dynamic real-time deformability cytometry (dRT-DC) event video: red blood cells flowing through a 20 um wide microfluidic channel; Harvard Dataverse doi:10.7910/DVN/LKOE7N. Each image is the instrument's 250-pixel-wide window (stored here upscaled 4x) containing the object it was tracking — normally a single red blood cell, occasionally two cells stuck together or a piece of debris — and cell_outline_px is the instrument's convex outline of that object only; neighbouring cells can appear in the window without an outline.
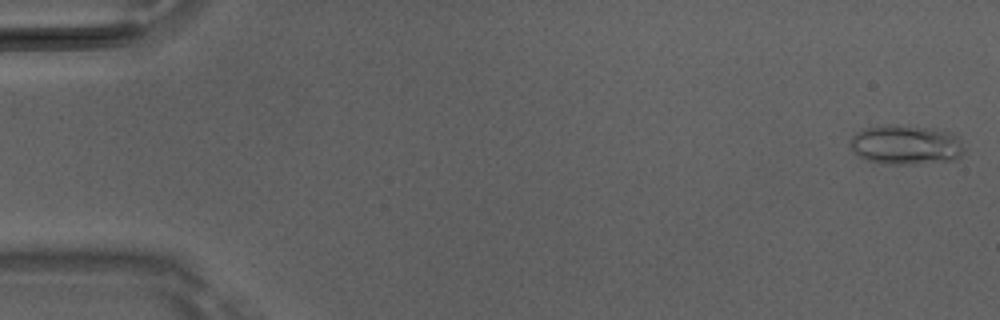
{"species": "Egyptian fruit bat (a non-hibernating species)", "species_latin": "Rousettus aegyptiacus", "temperature_condition": "room temperature", "stored_images_in_passage": 49, "camera_frame_rate_fps": 3000, "um_per_image_px": 0.085, "animal": {"sex": "male"}, "frame": {"image": 1, "passage_image": 1, "time_ms": 0.0, "image_size_px": [1000, 320], "cell_outline_px": [[964, 152], [960, 156], [952, 160], [916, 164], [888, 164], [868, 160], [852, 152], [848, 144], [852, 136], [856, 132], [864, 128], [888, 124], [896, 124], [928, 128], [948, 132], [960, 140], [964, 148]], "centroid_in_image_um": [76.94, 12.31], "position_along_channel_um": 8.1, "area_um2": 26.3}}
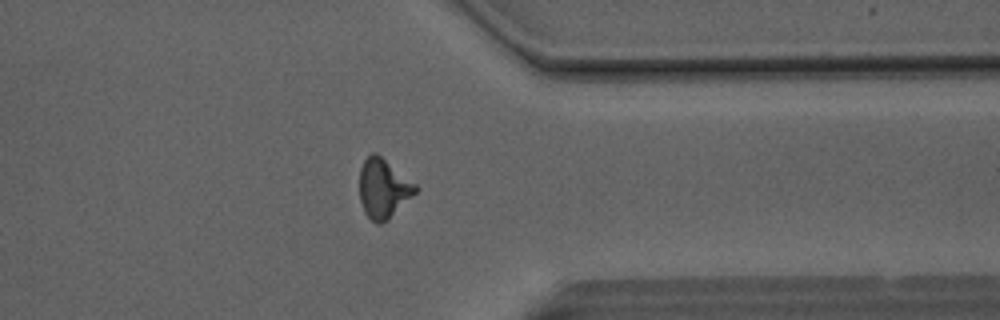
{"frame": {"image": 2, "passage_image": 39, "time_ms": 12.667, "image_size_px": [1000, 320], "cell_outline_px": [[420, 188], [388, 220], [380, 224], [376, 224], [364, 212], [360, 200], [360, 168], [364, 160], [372, 152], [376, 152], [416, 184]], "centroid_in_image_um": [32.58, 16.02], "position_along_channel_um": 378.8, "area_um2": 19.25}}
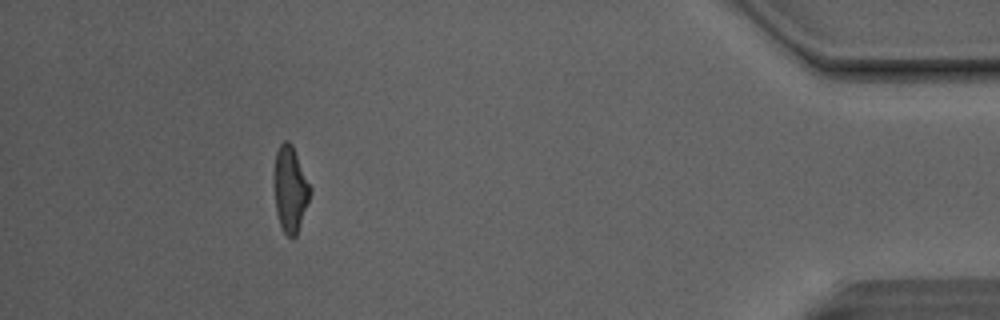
{"frame": {"image": 3, "passage_image": 45, "time_ms": 14.667, "image_size_px": [1000, 320], "cell_outline_px": [[312, 192], [296, 236], [292, 240], [284, 232], [280, 224], [276, 212], [272, 172], [276, 152], [280, 144], [284, 140], [288, 140], [292, 144], [312, 188]], "centroid_in_image_um": [24.65, 16.05], "position_along_channel_um": 410.5, "area_um2": 18.5}, "authors_computed_cell_mechanics": {"area_um2": 18.8428, "velocity_mm_per_s": 4.1612, "shape_relaxation_time_tau1_ms": 6.8232, "shape_relaxation_time_tau2_ms": 1.4192, "deformation_change_tau1": 0.2164, "deformation_change_tau2": 0.1016}}